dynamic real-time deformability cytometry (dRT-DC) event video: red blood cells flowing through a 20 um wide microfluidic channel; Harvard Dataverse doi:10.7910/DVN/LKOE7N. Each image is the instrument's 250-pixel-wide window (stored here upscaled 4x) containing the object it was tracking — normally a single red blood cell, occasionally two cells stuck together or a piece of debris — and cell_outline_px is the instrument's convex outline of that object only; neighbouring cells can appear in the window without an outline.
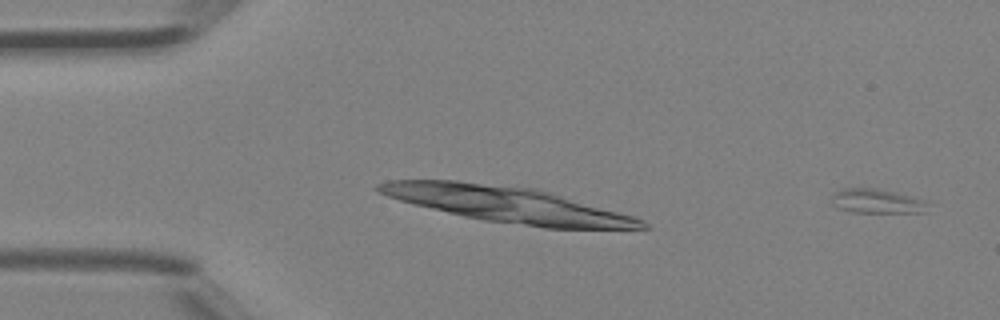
{"species": "Egyptian fruit bat (a non-hibernating species)", "species_latin": "Rousettus aegyptiacus", "temperature_condition": "room temperature", "stored_images_in_passage": 46, "camera_frame_rate_fps": 3000, "um_per_image_px": 0.085, "animal": {"sex": "female"}, "frame": {"image": 1, "passage_image": 2, "time_ms": 0.333, "image_size_px": [1000, 320], "cell_outline_px": [[928, 212], [852, 212], [840, 208], [832, 204], [832, 192], [844, 188], [876, 188], [896, 192], [928, 200]], "centroid_in_image_um": [74.57, 17.09], "position_along_channel_um": 10.4, "area_um2": 13.81}}